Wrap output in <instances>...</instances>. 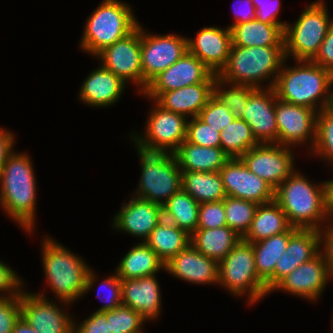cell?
Wrapping results in <instances>:
<instances>
[{
	"instance_id": "6da1fadb",
	"label": "cell",
	"mask_w": 333,
	"mask_h": 333,
	"mask_svg": "<svg viewBox=\"0 0 333 333\" xmlns=\"http://www.w3.org/2000/svg\"><path fill=\"white\" fill-rule=\"evenodd\" d=\"M274 200L291 226L297 229L320 230L316 225L318 220L331 216L330 181L314 187L302 175L293 172L275 189Z\"/></svg>"
},
{
	"instance_id": "7a4b0ae2",
	"label": "cell",
	"mask_w": 333,
	"mask_h": 333,
	"mask_svg": "<svg viewBox=\"0 0 333 333\" xmlns=\"http://www.w3.org/2000/svg\"><path fill=\"white\" fill-rule=\"evenodd\" d=\"M1 204L28 231L34 223L36 186L30 159L11 153L0 172Z\"/></svg>"
},
{
	"instance_id": "3957f363",
	"label": "cell",
	"mask_w": 333,
	"mask_h": 333,
	"mask_svg": "<svg viewBox=\"0 0 333 333\" xmlns=\"http://www.w3.org/2000/svg\"><path fill=\"white\" fill-rule=\"evenodd\" d=\"M300 62L307 63L297 68L280 70L269 87H273L277 98L284 102L316 110L315 102L323 98L320 110L327 108L330 94H325L333 84V74L312 61Z\"/></svg>"
},
{
	"instance_id": "277c9868",
	"label": "cell",
	"mask_w": 333,
	"mask_h": 333,
	"mask_svg": "<svg viewBox=\"0 0 333 333\" xmlns=\"http://www.w3.org/2000/svg\"><path fill=\"white\" fill-rule=\"evenodd\" d=\"M43 264L48 281L63 302H72L93 285L95 275L81 259L50 239L44 241Z\"/></svg>"
},
{
	"instance_id": "5b68a950",
	"label": "cell",
	"mask_w": 333,
	"mask_h": 333,
	"mask_svg": "<svg viewBox=\"0 0 333 333\" xmlns=\"http://www.w3.org/2000/svg\"><path fill=\"white\" fill-rule=\"evenodd\" d=\"M284 46H231L226 66L217 75L224 82L258 87L256 83L280 72Z\"/></svg>"
},
{
	"instance_id": "8992f818",
	"label": "cell",
	"mask_w": 333,
	"mask_h": 333,
	"mask_svg": "<svg viewBox=\"0 0 333 333\" xmlns=\"http://www.w3.org/2000/svg\"><path fill=\"white\" fill-rule=\"evenodd\" d=\"M131 8L117 0H105L88 18L81 47L97 55L138 27Z\"/></svg>"
},
{
	"instance_id": "52a82bcc",
	"label": "cell",
	"mask_w": 333,
	"mask_h": 333,
	"mask_svg": "<svg viewBox=\"0 0 333 333\" xmlns=\"http://www.w3.org/2000/svg\"><path fill=\"white\" fill-rule=\"evenodd\" d=\"M138 151L142 176L137 198L163 206L172 195L182 189V171L177 159L173 153Z\"/></svg>"
},
{
	"instance_id": "ba28073f",
	"label": "cell",
	"mask_w": 333,
	"mask_h": 333,
	"mask_svg": "<svg viewBox=\"0 0 333 333\" xmlns=\"http://www.w3.org/2000/svg\"><path fill=\"white\" fill-rule=\"evenodd\" d=\"M328 16L324 3L320 0L317 3H311L304 10L295 26L291 28L286 25L284 29L286 58L293 54L297 61H311L318 53L328 29L333 24Z\"/></svg>"
},
{
	"instance_id": "9c48e42d",
	"label": "cell",
	"mask_w": 333,
	"mask_h": 333,
	"mask_svg": "<svg viewBox=\"0 0 333 333\" xmlns=\"http://www.w3.org/2000/svg\"><path fill=\"white\" fill-rule=\"evenodd\" d=\"M218 271V282L234 295H241L249 288L251 303L268 293L265 283L257 275L253 244L243 239L218 262Z\"/></svg>"
},
{
	"instance_id": "30bf717a",
	"label": "cell",
	"mask_w": 333,
	"mask_h": 333,
	"mask_svg": "<svg viewBox=\"0 0 333 333\" xmlns=\"http://www.w3.org/2000/svg\"><path fill=\"white\" fill-rule=\"evenodd\" d=\"M147 124L146 139L135 138L138 150L165 153L170 148L174 153L186 140L187 122L185 116L167 110L156 103ZM138 140V141H137Z\"/></svg>"
},
{
	"instance_id": "8fae6325",
	"label": "cell",
	"mask_w": 333,
	"mask_h": 333,
	"mask_svg": "<svg viewBox=\"0 0 333 333\" xmlns=\"http://www.w3.org/2000/svg\"><path fill=\"white\" fill-rule=\"evenodd\" d=\"M187 40L172 34L146 35L141 28L143 92L156 76L168 69L188 51Z\"/></svg>"
},
{
	"instance_id": "7c38bea8",
	"label": "cell",
	"mask_w": 333,
	"mask_h": 333,
	"mask_svg": "<svg viewBox=\"0 0 333 333\" xmlns=\"http://www.w3.org/2000/svg\"><path fill=\"white\" fill-rule=\"evenodd\" d=\"M292 157L291 151L285 145L259 143L240 159L249 171L265 180L275 190L294 172Z\"/></svg>"
},
{
	"instance_id": "4fadbf2b",
	"label": "cell",
	"mask_w": 333,
	"mask_h": 333,
	"mask_svg": "<svg viewBox=\"0 0 333 333\" xmlns=\"http://www.w3.org/2000/svg\"><path fill=\"white\" fill-rule=\"evenodd\" d=\"M214 74L199 58L189 51L156 76L143 93L156 99L161 93L196 83H214Z\"/></svg>"
},
{
	"instance_id": "5bb4252c",
	"label": "cell",
	"mask_w": 333,
	"mask_h": 333,
	"mask_svg": "<svg viewBox=\"0 0 333 333\" xmlns=\"http://www.w3.org/2000/svg\"><path fill=\"white\" fill-rule=\"evenodd\" d=\"M98 56L103 61L102 67L111 71L122 81L133 80L142 84L143 71L141 63V26L121 40L100 51Z\"/></svg>"
},
{
	"instance_id": "9a60e30c",
	"label": "cell",
	"mask_w": 333,
	"mask_h": 333,
	"mask_svg": "<svg viewBox=\"0 0 333 333\" xmlns=\"http://www.w3.org/2000/svg\"><path fill=\"white\" fill-rule=\"evenodd\" d=\"M227 196L263 204L275 199V190L247 169L240 158H230L220 169Z\"/></svg>"
},
{
	"instance_id": "2e32d148",
	"label": "cell",
	"mask_w": 333,
	"mask_h": 333,
	"mask_svg": "<svg viewBox=\"0 0 333 333\" xmlns=\"http://www.w3.org/2000/svg\"><path fill=\"white\" fill-rule=\"evenodd\" d=\"M267 90L264 92L261 88H256L250 94L241 118L251 127L258 143L276 142L278 144V127L275 116L277 96L273 87H269Z\"/></svg>"
},
{
	"instance_id": "e0dca14e",
	"label": "cell",
	"mask_w": 333,
	"mask_h": 333,
	"mask_svg": "<svg viewBox=\"0 0 333 333\" xmlns=\"http://www.w3.org/2000/svg\"><path fill=\"white\" fill-rule=\"evenodd\" d=\"M275 116L278 127V144L304 143L309 137L308 135H312V133L314 134L312 137L313 145L315 144L316 110L287 103L277 98Z\"/></svg>"
},
{
	"instance_id": "ac0fdd59",
	"label": "cell",
	"mask_w": 333,
	"mask_h": 333,
	"mask_svg": "<svg viewBox=\"0 0 333 333\" xmlns=\"http://www.w3.org/2000/svg\"><path fill=\"white\" fill-rule=\"evenodd\" d=\"M331 275L333 276V273L330 270L326 252L325 255L319 252L310 261L302 263L285 276L273 290L284 289L301 297L316 299Z\"/></svg>"
},
{
	"instance_id": "d6986e66",
	"label": "cell",
	"mask_w": 333,
	"mask_h": 333,
	"mask_svg": "<svg viewBox=\"0 0 333 333\" xmlns=\"http://www.w3.org/2000/svg\"><path fill=\"white\" fill-rule=\"evenodd\" d=\"M21 317L39 333H73V321L43 298L20 292Z\"/></svg>"
},
{
	"instance_id": "ffe728a7",
	"label": "cell",
	"mask_w": 333,
	"mask_h": 333,
	"mask_svg": "<svg viewBox=\"0 0 333 333\" xmlns=\"http://www.w3.org/2000/svg\"><path fill=\"white\" fill-rule=\"evenodd\" d=\"M232 46L231 29L205 27L195 40H187L188 51L199 58L214 74L226 66Z\"/></svg>"
},
{
	"instance_id": "44dd1931",
	"label": "cell",
	"mask_w": 333,
	"mask_h": 333,
	"mask_svg": "<svg viewBox=\"0 0 333 333\" xmlns=\"http://www.w3.org/2000/svg\"><path fill=\"white\" fill-rule=\"evenodd\" d=\"M321 230L298 229L290 238L286 251L275 264L273 289L288 274L302 263L310 261L319 251Z\"/></svg>"
},
{
	"instance_id": "7402d4cb",
	"label": "cell",
	"mask_w": 333,
	"mask_h": 333,
	"mask_svg": "<svg viewBox=\"0 0 333 333\" xmlns=\"http://www.w3.org/2000/svg\"><path fill=\"white\" fill-rule=\"evenodd\" d=\"M164 268L193 283L218 282V262L200 253L191 243L165 263Z\"/></svg>"
},
{
	"instance_id": "603a6c76",
	"label": "cell",
	"mask_w": 333,
	"mask_h": 333,
	"mask_svg": "<svg viewBox=\"0 0 333 333\" xmlns=\"http://www.w3.org/2000/svg\"><path fill=\"white\" fill-rule=\"evenodd\" d=\"M162 219L161 205L135 197L122 207L115 217L114 225L129 234L144 237L146 241Z\"/></svg>"
},
{
	"instance_id": "cb8c5ba5",
	"label": "cell",
	"mask_w": 333,
	"mask_h": 333,
	"mask_svg": "<svg viewBox=\"0 0 333 333\" xmlns=\"http://www.w3.org/2000/svg\"><path fill=\"white\" fill-rule=\"evenodd\" d=\"M122 305L139 312L144 319H154L160 310L159 284L155 276L121 280Z\"/></svg>"
},
{
	"instance_id": "d4e9b609",
	"label": "cell",
	"mask_w": 333,
	"mask_h": 333,
	"mask_svg": "<svg viewBox=\"0 0 333 333\" xmlns=\"http://www.w3.org/2000/svg\"><path fill=\"white\" fill-rule=\"evenodd\" d=\"M213 95V83H196L161 93L156 99L160 106L174 113L197 117Z\"/></svg>"
},
{
	"instance_id": "484cf974",
	"label": "cell",
	"mask_w": 333,
	"mask_h": 333,
	"mask_svg": "<svg viewBox=\"0 0 333 333\" xmlns=\"http://www.w3.org/2000/svg\"><path fill=\"white\" fill-rule=\"evenodd\" d=\"M173 154L181 171L219 172L230 159L221 147H204L186 140Z\"/></svg>"
},
{
	"instance_id": "4316f807",
	"label": "cell",
	"mask_w": 333,
	"mask_h": 333,
	"mask_svg": "<svg viewBox=\"0 0 333 333\" xmlns=\"http://www.w3.org/2000/svg\"><path fill=\"white\" fill-rule=\"evenodd\" d=\"M124 85L118 76L101 66L84 81L80 98L92 106H107L118 100Z\"/></svg>"
},
{
	"instance_id": "83f0119b",
	"label": "cell",
	"mask_w": 333,
	"mask_h": 333,
	"mask_svg": "<svg viewBox=\"0 0 333 333\" xmlns=\"http://www.w3.org/2000/svg\"><path fill=\"white\" fill-rule=\"evenodd\" d=\"M297 230V228L291 227L287 232L252 243L257 275L265 283L267 292L273 291V272L275 264L286 251L289 238Z\"/></svg>"
},
{
	"instance_id": "f1b7e54d",
	"label": "cell",
	"mask_w": 333,
	"mask_h": 333,
	"mask_svg": "<svg viewBox=\"0 0 333 333\" xmlns=\"http://www.w3.org/2000/svg\"><path fill=\"white\" fill-rule=\"evenodd\" d=\"M291 227L286 214L278 203L273 200L258 204L250 229L242 239L249 243L259 242L271 236L287 232Z\"/></svg>"
},
{
	"instance_id": "f546056e",
	"label": "cell",
	"mask_w": 333,
	"mask_h": 333,
	"mask_svg": "<svg viewBox=\"0 0 333 333\" xmlns=\"http://www.w3.org/2000/svg\"><path fill=\"white\" fill-rule=\"evenodd\" d=\"M285 25L266 24L256 19L231 28L232 46H284Z\"/></svg>"
},
{
	"instance_id": "4dcf8cb0",
	"label": "cell",
	"mask_w": 333,
	"mask_h": 333,
	"mask_svg": "<svg viewBox=\"0 0 333 333\" xmlns=\"http://www.w3.org/2000/svg\"><path fill=\"white\" fill-rule=\"evenodd\" d=\"M242 239L227 225L213 229H197L190 239V243L203 255L215 259H224Z\"/></svg>"
},
{
	"instance_id": "1f68e13d",
	"label": "cell",
	"mask_w": 333,
	"mask_h": 333,
	"mask_svg": "<svg viewBox=\"0 0 333 333\" xmlns=\"http://www.w3.org/2000/svg\"><path fill=\"white\" fill-rule=\"evenodd\" d=\"M191 235L171 222L162 219L145 243L165 264L190 244Z\"/></svg>"
},
{
	"instance_id": "d6a6232c",
	"label": "cell",
	"mask_w": 333,
	"mask_h": 333,
	"mask_svg": "<svg viewBox=\"0 0 333 333\" xmlns=\"http://www.w3.org/2000/svg\"><path fill=\"white\" fill-rule=\"evenodd\" d=\"M182 189L199 204L221 201L227 196L220 172L182 171Z\"/></svg>"
},
{
	"instance_id": "836d02e7",
	"label": "cell",
	"mask_w": 333,
	"mask_h": 333,
	"mask_svg": "<svg viewBox=\"0 0 333 333\" xmlns=\"http://www.w3.org/2000/svg\"><path fill=\"white\" fill-rule=\"evenodd\" d=\"M161 268L164 263L158 258L156 253L145 243H141L131 249L116 270L121 280L137 279L152 276Z\"/></svg>"
},
{
	"instance_id": "e575fe53",
	"label": "cell",
	"mask_w": 333,
	"mask_h": 333,
	"mask_svg": "<svg viewBox=\"0 0 333 333\" xmlns=\"http://www.w3.org/2000/svg\"><path fill=\"white\" fill-rule=\"evenodd\" d=\"M199 203L181 189L163 207V219L192 235L198 226Z\"/></svg>"
},
{
	"instance_id": "d590c367",
	"label": "cell",
	"mask_w": 333,
	"mask_h": 333,
	"mask_svg": "<svg viewBox=\"0 0 333 333\" xmlns=\"http://www.w3.org/2000/svg\"><path fill=\"white\" fill-rule=\"evenodd\" d=\"M258 144L251 127L242 118H236L220 132V147L230 158H240Z\"/></svg>"
},
{
	"instance_id": "8d00e7d4",
	"label": "cell",
	"mask_w": 333,
	"mask_h": 333,
	"mask_svg": "<svg viewBox=\"0 0 333 333\" xmlns=\"http://www.w3.org/2000/svg\"><path fill=\"white\" fill-rule=\"evenodd\" d=\"M223 202L227 226L243 238L250 229L258 204L232 196H226Z\"/></svg>"
},
{
	"instance_id": "74e56055",
	"label": "cell",
	"mask_w": 333,
	"mask_h": 333,
	"mask_svg": "<svg viewBox=\"0 0 333 333\" xmlns=\"http://www.w3.org/2000/svg\"><path fill=\"white\" fill-rule=\"evenodd\" d=\"M223 83L225 82L220 77L216 76L213 83V96L223 105H226L236 118H241L248 98L256 88L248 85L234 84L232 88L227 91H221L222 89L218 90V85L220 86Z\"/></svg>"
},
{
	"instance_id": "f35d334b",
	"label": "cell",
	"mask_w": 333,
	"mask_h": 333,
	"mask_svg": "<svg viewBox=\"0 0 333 333\" xmlns=\"http://www.w3.org/2000/svg\"><path fill=\"white\" fill-rule=\"evenodd\" d=\"M316 118L315 152L333 161V112L328 108L318 110Z\"/></svg>"
},
{
	"instance_id": "ab89813d",
	"label": "cell",
	"mask_w": 333,
	"mask_h": 333,
	"mask_svg": "<svg viewBox=\"0 0 333 333\" xmlns=\"http://www.w3.org/2000/svg\"><path fill=\"white\" fill-rule=\"evenodd\" d=\"M107 320L112 333H141L140 326L145 321L139 312L124 305L107 311Z\"/></svg>"
},
{
	"instance_id": "60d3db41",
	"label": "cell",
	"mask_w": 333,
	"mask_h": 333,
	"mask_svg": "<svg viewBox=\"0 0 333 333\" xmlns=\"http://www.w3.org/2000/svg\"><path fill=\"white\" fill-rule=\"evenodd\" d=\"M197 117L218 132H221L236 119L229 108L218 101L213 95L209 98Z\"/></svg>"
},
{
	"instance_id": "b9f144b4",
	"label": "cell",
	"mask_w": 333,
	"mask_h": 333,
	"mask_svg": "<svg viewBox=\"0 0 333 333\" xmlns=\"http://www.w3.org/2000/svg\"><path fill=\"white\" fill-rule=\"evenodd\" d=\"M186 141L204 147H220V132L194 117L187 121Z\"/></svg>"
},
{
	"instance_id": "7bdbcfd3",
	"label": "cell",
	"mask_w": 333,
	"mask_h": 333,
	"mask_svg": "<svg viewBox=\"0 0 333 333\" xmlns=\"http://www.w3.org/2000/svg\"><path fill=\"white\" fill-rule=\"evenodd\" d=\"M224 202H206L199 205L197 229H213L226 226Z\"/></svg>"
},
{
	"instance_id": "ee69618b",
	"label": "cell",
	"mask_w": 333,
	"mask_h": 333,
	"mask_svg": "<svg viewBox=\"0 0 333 333\" xmlns=\"http://www.w3.org/2000/svg\"><path fill=\"white\" fill-rule=\"evenodd\" d=\"M11 296L0 297V333H11L21 317L20 292H12Z\"/></svg>"
},
{
	"instance_id": "f6af8a7d",
	"label": "cell",
	"mask_w": 333,
	"mask_h": 333,
	"mask_svg": "<svg viewBox=\"0 0 333 333\" xmlns=\"http://www.w3.org/2000/svg\"><path fill=\"white\" fill-rule=\"evenodd\" d=\"M73 333H112L110 322L107 320V311H96L86 319Z\"/></svg>"
},
{
	"instance_id": "bcb514c9",
	"label": "cell",
	"mask_w": 333,
	"mask_h": 333,
	"mask_svg": "<svg viewBox=\"0 0 333 333\" xmlns=\"http://www.w3.org/2000/svg\"><path fill=\"white\" fill-rule=\"evenodd\" d=\"M311 61L333 74V24L328 29L318 53Z\"/></svg>"
},
{
	"instance_id": "7dc6e473",
	"label": "cell",
	"mask_w": 333,
	"mask_h": 333,
	"mask_svg": "<svg viewBox=\"0 0 333 333\" xmlns=\"http://www.w3.org/2000/svg\"><path fill=\"white\" fill-rule=\"evenodd\" d=\"M280 0H273L269 4V2H265L262 0H252L254 7L256 8V17L255 19L261 21L266 24L273 25H287L286 23L279 22L277 19V13L279 11Z\"/></svg>"
},
{
	"instance_id": "c3c4849f",
	"label": "cell",
	"mask_w": 333,
	"mask_h": 333,
	"mask_svg": "<svg viewBox=\"0 0 333 333\" xmlns=\"http://www.w3.org/2000/svg\"><path fill=\"white\" fill-rule=\"evenodd\" d=\"M103 285H107V287L109 286V289H111V292L108 294L110 298L106 300L108 303L101 307L98 312L110 311L122 305L121 279L118 277L117 273L115 276H111L105 280Z\"/></svg>"
},
{
	"instance_id": "681fc988",
	"label": "cell",
	"mask_w": 333,
	"mask_h": 333,
	"mask_svg": "<svg viewBox=\"0 0 333 333\" xmlns=\"http://www.w3.org/2000/svg\"><path fill=\"white\" fill-rule=\"evenodd\" d=\"M20 284V279H18L16 273H14L9 267L0 262V290H13V292H20V290H17L20 289L18 287Z\"/></svg>"
},
{
	"instance_id": "f907efd6",
	"label": "cell",
	"mask_w": 333,
	"mask_h": 333,
	"mask_svg": "<svg viewBox=\"0 0 333 333\" xmlns=\"http://www.w3.org/2000/svg\"><path fill=\"white\" fill-rule=\"evenodd\" d=\"M13 135L0 128V172L7 157L12 153Z\"/></svg>"
},
{
	"instance_id": "816d5d0a",
	"label": "cell",
	"mask_w": 333,
	"mask_h": 333,
	"mask_svg": "<svg viewBox=\"0 0 333 333\" xmlns=\"http://www.w3.org/2000/svg\"><path fill=\"white\" fill-rule=\"evenodd\" d=\"M243 1V0H242ZM245 1L247 3V5L249 6V9L247 10L248 12H236L237 10H235V17H236V23L232 24V26H229V28L231 29L234 25L237 24H242V23H247L249 21H252L255 19L256 17V8L254 7V4L252 3V0H244V4Z\"/></svg>"
},
{
	"instance_id": "f5cc1de1",
	"label": "cell",
	"mask_w": 333,
	"mask_h": 333,
	"mask_svg": "<svg viewBox=\"0 0 333 333\" xmlns=\"http://www.w3.org/2000/svg\"><path fill=\"white\" fill-rule=\"evenodd\" d=\"M325 234H326V235H324V236H326V237H324L325 252L328 257L330 270L333 273V227L331 226L330 228H328V230L325 231Z\"/></svg>"
},
{
	"instance_id": "db71d44e",
	"label": "cell",
	"mask_w": 333,
	"mask_h": 333,
	"mask_svg": "<svg viewBox=\"0 0 333 333\" xmlns=\"http://www.w3.org/2000/svg\"><path fill=\"white\" fill-rule=\"evenodd\" d=\"M11 333H39L31 327L22 317L15 323Z\"/></svg>"
},
{
	"instance_id": "11a10c76",
	"label": "cell",
	"mask_w": 333,
	"mask_h": 333,
	"mask_svg": "<svg viewBox=\"0 0 333 333\" xmlns=\"http://www.w3.org/2000/svg\"><path fill=\"white\" fill-rule=\"evenodd\" d=\"M331 216L333 217V180L330 181Z\"/></svg>"
},
{
	"instance_id": "9f6ffc18",
	"label": "cell",
	"mask_w": 333,
	"mask_h": 333,
	"mask_svg": "<svg viewBox=\"0 0 333 333\" xmlns=\"http://www.w3.org/2000/svg\"><path fill=\"white\" fill-rule=\"evenodd\" d=\"M330 111L333 112V92L330 93V99H329V104H328V107H327Z\"/></svg>"
}]
</instances>
